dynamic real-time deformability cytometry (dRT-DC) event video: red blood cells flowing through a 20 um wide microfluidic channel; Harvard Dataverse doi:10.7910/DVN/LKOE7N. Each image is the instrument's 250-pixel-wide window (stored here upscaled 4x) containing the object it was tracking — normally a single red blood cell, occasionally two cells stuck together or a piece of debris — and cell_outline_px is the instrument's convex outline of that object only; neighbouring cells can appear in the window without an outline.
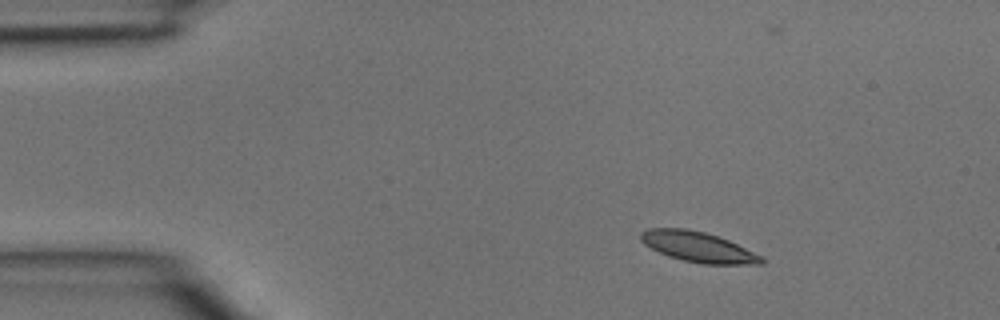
{"species": "common noctule bat (a hibernating species)", "species_latin": "Nyctalus noctula", "temperature_condition": "room temperature", "stored_images_in_passage": 2, "camera_frame_rate_fps": 3000, "um_per_image_px": 0.085, "animal": {"sex": "male", "body_mass_g": 15.6}, "frame": {"image": 1, "passage_image": 1, "time_ms": 0.0, "image_size_px": [1000, 320], "cell_outline_px": [[764, 264], [704, 264], [684, 260], [668, 256], [644, 244], [640, 240], [640, 232], [648, 228], [684, 228], [704, 232], [728, 240], [764, 256]], "centroid_in_image_um": [59.35, 20.99], "position_along_channel_um": 25.6, "area_um2": 21.21}}